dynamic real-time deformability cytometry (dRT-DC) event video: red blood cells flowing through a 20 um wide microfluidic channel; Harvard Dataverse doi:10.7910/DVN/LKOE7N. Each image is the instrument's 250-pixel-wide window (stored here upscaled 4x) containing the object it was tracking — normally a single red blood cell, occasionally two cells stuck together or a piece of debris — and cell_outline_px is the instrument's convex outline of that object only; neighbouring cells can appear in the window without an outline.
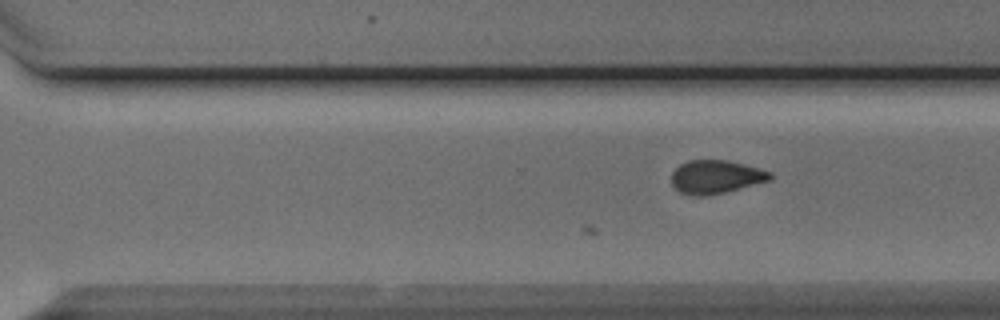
{"species": "Egyptian fruit bat (a non-hibernating species)", "species_latin": "Rousettus aegyptiacus", "temperature_condition": "cold", "stored_images_in_passage": 32, "camera_frame_rate_fps": 3000, "um_per_image_px": 0.085, "animal": {"sex": "male"}, "frame": {"image": 1, "passage_image": 24, "time_ms": 7.667, "image_size_px": [1000, 320], "cell_outline_px": [[772, 180], [728, 192], [708, 196], [692, 196], [680, 192], [672, 184], [672, 172], [680, 164], [688, 160], [724, 160], [744, 164], [772, 172]], "centroid_in_image_um": [60.87, 15.05], "position_along_channel_um": 309.7, "area_um2": 19.42}}